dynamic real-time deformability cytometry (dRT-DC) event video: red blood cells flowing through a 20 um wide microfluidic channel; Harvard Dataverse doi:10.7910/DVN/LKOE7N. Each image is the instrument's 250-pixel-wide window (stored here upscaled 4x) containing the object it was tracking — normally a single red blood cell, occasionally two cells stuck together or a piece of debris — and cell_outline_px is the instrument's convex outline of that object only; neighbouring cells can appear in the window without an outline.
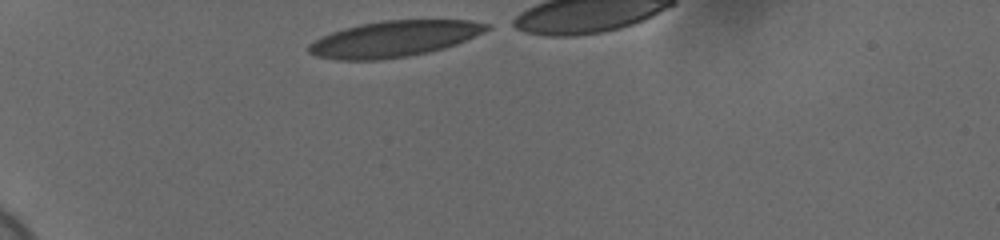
{"species": "human", "species_latin": "Homo sapiens", "temperature_condition": "cold", "stored_images_in_passage": 33, "camera_frame_rate_fps": 3000, "um_per_image_px": 0.085, "donor": {"sex": "female"}, "frame": {"image": 1, "passage_image": 1, "time_ms": 0.0, "image_size_px": [1000, 240], "cell_outline_px": [[492, 28], [484, 32], [456, 44], [444, 48], [428, 52], [408, 56], [380, 60], [336, 60], [316, 56], [308, 52], [308, 44], [332, 32], [344, 28], [360, 24], [384, 20], [472, 20], [492, 24]], "centroid_in_image_um": [33.53, 3.3], "position_along_channel_um": 51.5, "area_um2": 37.4}}
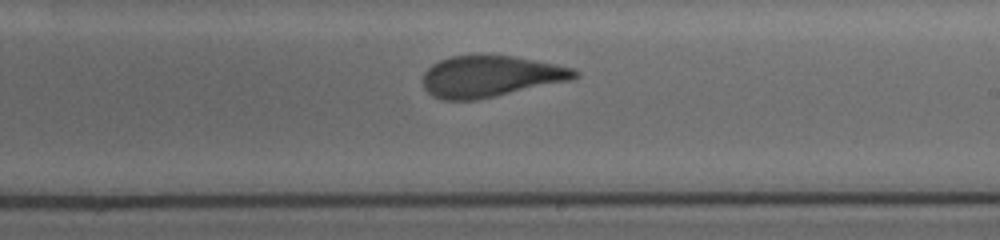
{"frame": {"image": 2, "passage_image": 20, "time_ms": 6.333, "image_size_px": [1000, 240], "cell_outline_px": [[580, 76], [572, 80], [496, 96], [476, 100], [444, 100], [432, 96], [424, 88], [420, 80], [424, 72], [432, 64], [440, 60], [452, 56], [516, 56], [556, 64], [572, 68], [580, 72]], "centroid_in_image_um": [41.69, 6.5], "position_along_channel_um": 247.3, "area_um2": 36.7}}
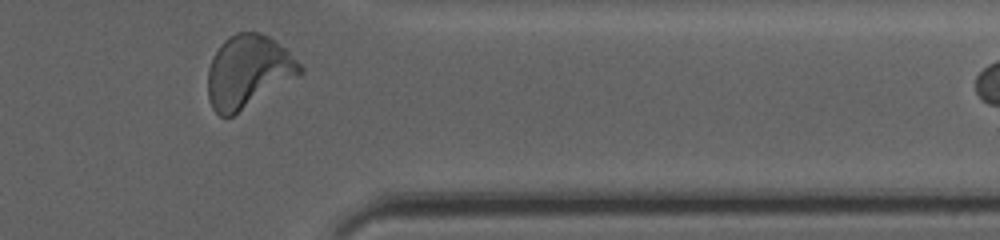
{"frame": {"image": 3, "passage_image": 32, "time_ms": 10.333, "image_size_px": [1000, 240], "cell_outline_px": [[304, 72], [300, 76], [232, 116], [220, 116], [212, 108], [208, 100], [208, 68], [220, 44], [228, 36], [236, 32], [260, 32], [268, 36], [284, 48], [304, 68]], "centroid_in_image_um": [21.09, 6.09], "position_along_channel_um": 390.3, "area_um2": 38.96}, "authors_computed_cell_mechanics": {"area_um2": 37.3966, "velocity_mm_per_s": 3.6748, "shape_relaxation_time_tau1_ms": 10.7655, "shape_relaxation_time_tau2_ms": 0.851, "deformation_change_tau1": 0.2653, "deformation_change_tau2": 0.0908}}